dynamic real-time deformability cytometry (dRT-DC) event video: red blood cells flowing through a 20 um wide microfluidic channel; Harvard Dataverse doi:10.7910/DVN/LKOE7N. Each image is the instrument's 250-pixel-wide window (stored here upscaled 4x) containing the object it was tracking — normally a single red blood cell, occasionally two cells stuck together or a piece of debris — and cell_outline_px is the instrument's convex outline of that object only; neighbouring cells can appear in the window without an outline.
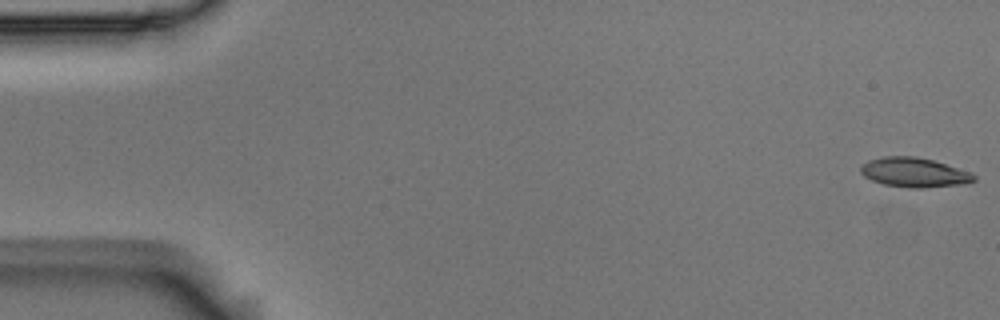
{"species": "Egyptian fruit bat (a non-hibernating species)", "species_latin": "Rousettus aegyptiacus", "temperature_condition": "room temperature", "stored_images_in_passage": 8, "camera_frame_rate_fps": 3000, "um_per_image_px": 0.085, "animal": {"sex": "male"}, "frame": {"image": 1, "passage_image": 1, "time_ms": 0.0, "image_size_px": [1000, 320], "cell_outline_px": [[976, 180], [964, 184], [920, 188], [908, 188], [884, 184], [872, 180], [864, 176], [860, 172], [860, 168], [868, 160], [884, 156], [916, 156], [932, 160], [972, 172], [976, 176]], "centroid_in_image_um": [77.72, 14.66], "position_along_channel_um": 7.3, "area_um2": 19.48}}
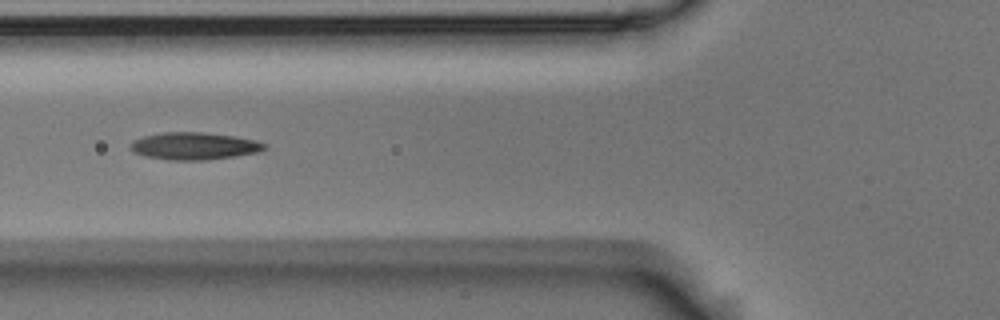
{"frame": {"image": 2, "passage_image": 7, "time_ms": 2.0, "image_size_px": [1000, 320], "cell_outline_px": [[268, 148], [256, 152], [236, 156], [208, 160], [168, 160], [144, 156], [132, 152], [132, 140], [144, 136], [160, 132], [200, 132], [232, 136], [256, 140], [268, 144]], "centroid_in_image_um": [16.51, 12.41], "position_along_channel_um": 109.3, "area_um2": 21.39}}
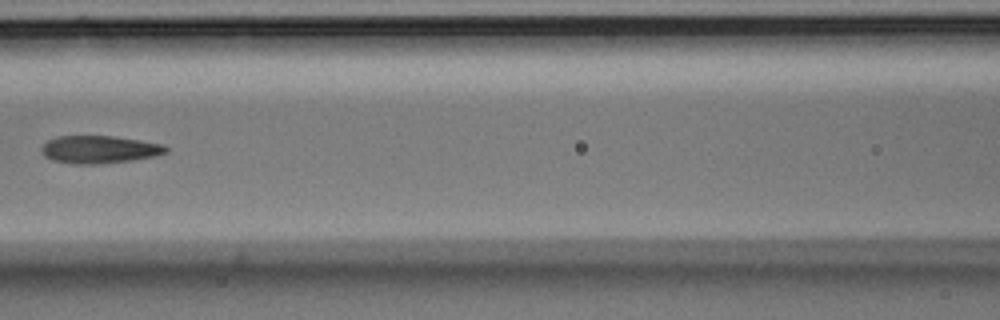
{"frame": {"image": 3, "passage_image": 8, "time_ms": 2.333, "image_size_px": [1000, 320], "cell_outline_px": [[168, 152], [152, 156], [132, 160], [96, 164], [72, 164], [52, 160], [44, 156], [40, 152], [40, 148], [48, 140], [56, 136], [112, 136], [140, 140], [164, 144], [168, 148]], "centroid_in_image_um": [8.41, 12.7], "position_along_channel_um": 158.2, "area_um2": 20.11}}